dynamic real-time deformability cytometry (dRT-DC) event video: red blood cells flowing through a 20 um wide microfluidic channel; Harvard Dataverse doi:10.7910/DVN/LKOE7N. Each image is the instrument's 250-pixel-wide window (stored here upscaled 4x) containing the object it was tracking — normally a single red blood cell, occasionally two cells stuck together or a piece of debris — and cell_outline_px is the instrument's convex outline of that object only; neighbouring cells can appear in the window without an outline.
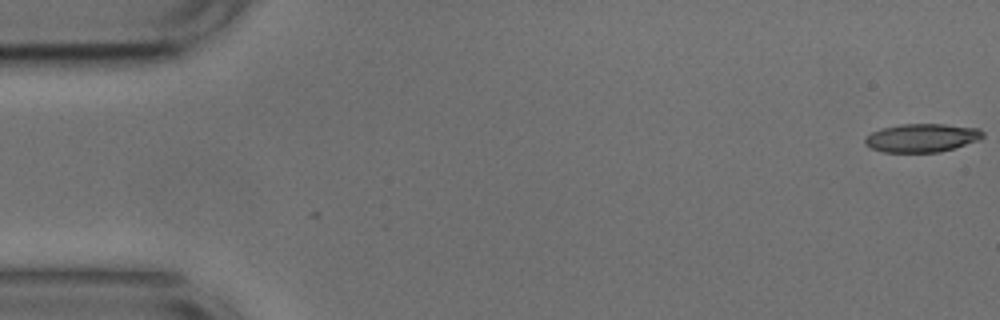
{"species": "common noctule bat (a hibernating species)", "species_latin": "Nyctalus noctula", "temperature_condition": "cold", "stored_images_in_passage": 2, "camera_frame_rate_fps": 3000, "um_per_image_px": 0.085, "animal": {"sex": "male", "body_mass_g": 17.9, "forearm_length_mm": 54.2}, "frame": {"image": 1, "passage_image": 2, "time_ms": 0.333, "image_size_px": [1000, 320], "cell_outline_px": [[984, 136], [980, 140], [940, 152], [884, 152], [872, 148], [864, 144], [864, 136], [880, 128], [900, 124], [944, 124], [980, 128], [984, 132]], "centroid_in_image_um": [78.36, 11.71], "position_along_channel_um": 6.6, "area_um2": 19.71}}